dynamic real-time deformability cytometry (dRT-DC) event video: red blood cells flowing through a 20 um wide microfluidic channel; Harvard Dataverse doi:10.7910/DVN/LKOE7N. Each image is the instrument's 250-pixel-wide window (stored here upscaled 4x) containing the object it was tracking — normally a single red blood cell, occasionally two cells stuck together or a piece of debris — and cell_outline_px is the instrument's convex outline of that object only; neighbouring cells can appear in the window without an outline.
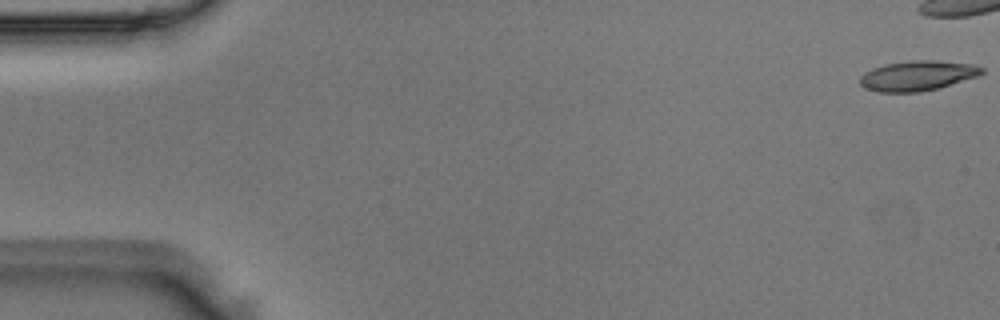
{"species": "Egyptian fruit bat (a non-hibernating species)", "species_latin": "Rousettus aegyptiacus", "temperature_condition": "room temperature", "stored_images_in_passage": 40, "camera_frame_rate_fps": 3000, "um_per_image_px": 0.085, "animal": {"sex": "male"}, "frame": {"image": 1, "passage_image": 1, "time_ms": 0.0, "image_size_px": [1000, 320], "cell_outline_px": [[984, 72], [976, 76], [940, 88], [920, 92], [876, 92], [864, 88], [860, 84], [860, 76], [864, 72], [872, 68], [884, 64], [908, 60], [932, 60], [972, 64], [984, 68]], "centroid_in_image_um": [77.94, 6.43], "position_along_channel_um": 7.1, "area_um2": 21.44}}
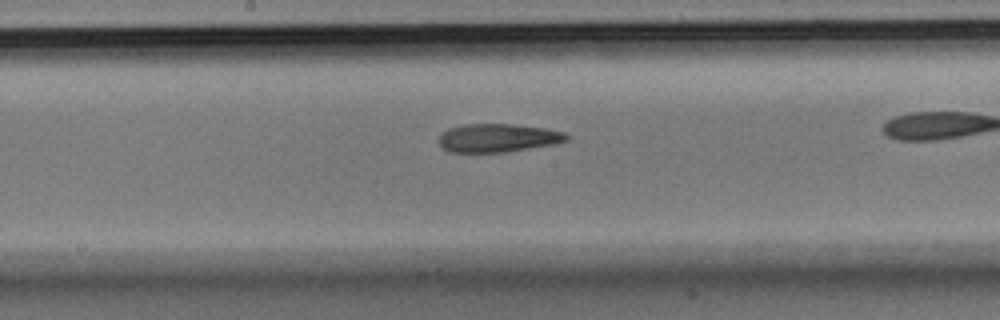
{"frame": {"image": 2, "passage_image": 27, "time_ms": 8.667, "image_size_px": [1000, 320], "cell_outline_px": [[568, 140], [552, 144], [504, 152], [448, 152], [436, 140], [440, 132], [448, 128], [464, 124], [512, 124], [544, 128], [564, 132], [568, 136]], "centroid_in_image_um": [42.24, 11.71], "position_along_channel_um": 206.0, "area_um2": 21.1}}
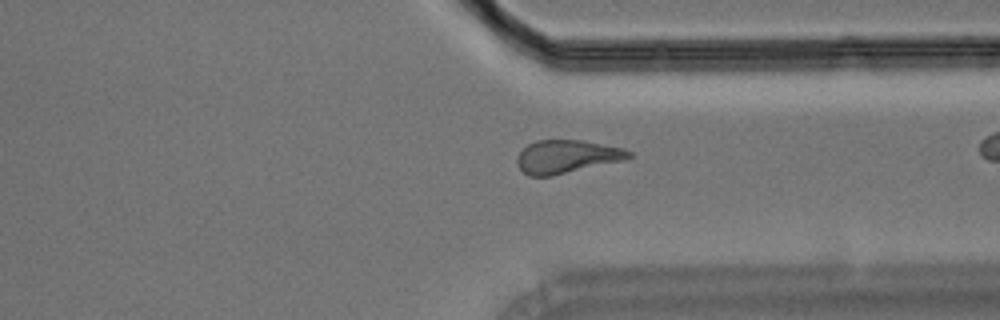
{"frame": {"image": 3, "passage_image": 39, "time_ms": 12.667, "image_size_px": [1000, 320], "cell_outline_px": [[632, 156], [624, 160], [552, 176], [528, 176], [516, 164], [516, 156], [528, 144], [536, 140], [584, 140], [624, 148], [632, 152]], "centroid_in_image_um": [48.17, 13.31], "position_along_channel_um": 363.2, "area_um2": 21.73}}